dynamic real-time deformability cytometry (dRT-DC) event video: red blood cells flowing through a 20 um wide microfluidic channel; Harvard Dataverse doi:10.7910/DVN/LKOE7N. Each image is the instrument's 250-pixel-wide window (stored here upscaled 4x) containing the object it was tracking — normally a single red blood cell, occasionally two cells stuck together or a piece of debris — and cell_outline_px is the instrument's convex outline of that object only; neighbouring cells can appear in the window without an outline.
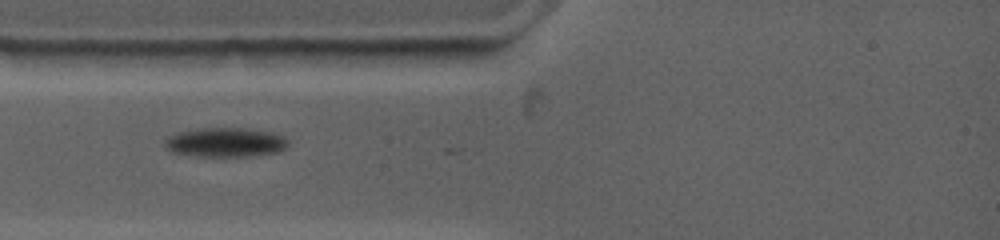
{"species": "common noctule bat (a hibernating species)", "species_latin": "Nyctalus noctula", "temperature_condition": "warm", "stored_images_in_passage": 3, "camera_frame_rate_fps": 4500, "um_per_image_px": 0.085, "animal": {"sex": "female", "body_mass_g": 19.0, "forearm_length_mm": 53.3}, "frame": {"image": 1, "passage_image": 1, "time_ms": 0.0, "image_size_px": [1000, 240], "cell_outline_px": [[288, 144], [284, 148], [276, 152], [244, 156], [196, 156], [176, 152], [168, 148], [164, 144], [164, 140], [168, 136], [176, 132], [196, 128], [244, 128], [272, 132], [284, 136], [288, 140]], "centroid_in_image_um": [19.14, 12.07], "position_along_channel_um": 65.9, "area_um2": 20.92}}